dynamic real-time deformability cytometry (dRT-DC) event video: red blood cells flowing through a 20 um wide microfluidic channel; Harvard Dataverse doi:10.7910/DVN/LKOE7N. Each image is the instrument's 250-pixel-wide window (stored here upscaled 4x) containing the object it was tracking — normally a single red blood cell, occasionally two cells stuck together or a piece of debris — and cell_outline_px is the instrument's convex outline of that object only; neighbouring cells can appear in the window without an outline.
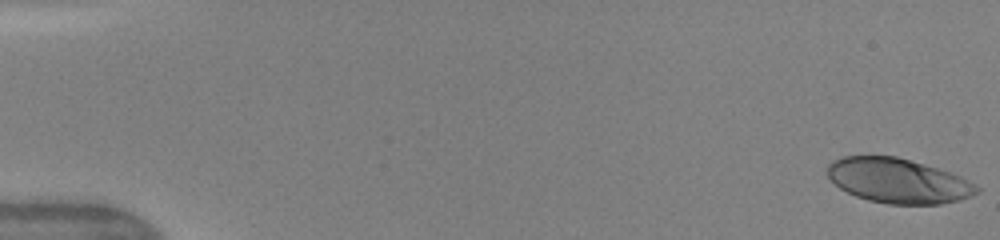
{"species": "human", "species_latin": "Homo sapiens", "temperature_condition": "warm", "stored_images_in_passage": 49, "camera_frame_rate_fps": 3000, "um_per_image_px": 0.085, "donor": {"sex": "female"}, "frame": {"image": 1, "passage_image": 1, "time_ms": 0.0, "image_size_px": [1000, 240], "cell_outline_px": [[980, 192], [960, 200], [940, 204], [888, 204], [868, 200], [856, 196], [840, 188], [828, 176], [828, 164], [832, 160], [844, 156], [896, 156], [936, 168], [960, 176], [980, 188]], "centroid_in_image_um": [76.33, 15.37], "position_along_channel_um": 8.7, "area_um2": 38.55}}
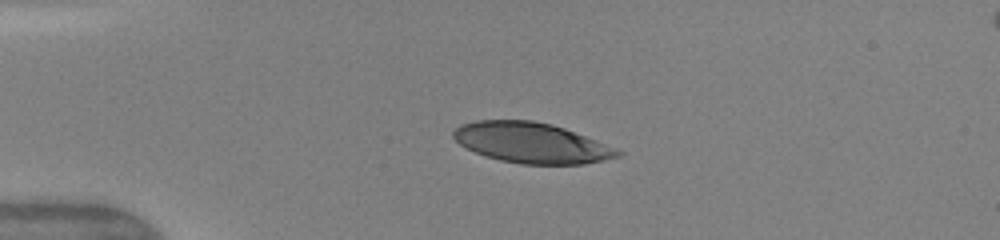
{"frame": {"image": 2, "passage_image": 12, "time_ms": 3.667, "image_size_px": [1000, 240], "cell_outline_px": [[624, 152], [620, 156], [604, 160], [584, 164], [520, 164], [500, 160], [476, 152], [460, 144], [452, 136], [452, 132], [460, 124], [476, 120], [532, 120], [552, 124], [564, 128], [596, 140], [616, 148]], "centroid_in_image_um": [45.18, 12.13], "position_along_channel_um": 39.8, "area_um2": 38.55}}
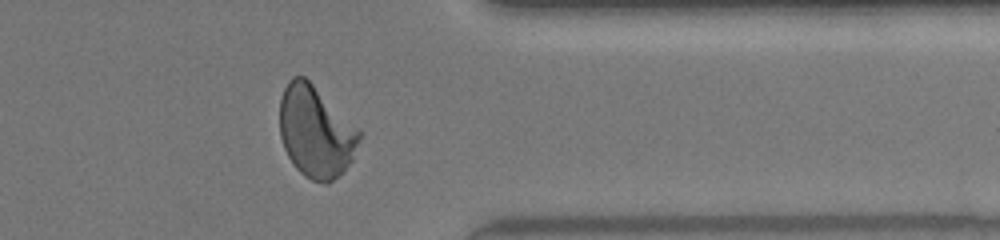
{"frame": {"image": 3, "passage_image": 40, "time_ms": 13.0, "image_size_px": [1000, 240], "cell_outline_px": [[360, 136], [352, 160], [344, 172], [328, 184], [324, 184], [312, 180], [304, 176], [296, 168], [288, 156], [284, 148], [280, 136], [280, 100], [284, 88], [288, 80], [292, 76], [304, 76], [360, 132]], "centroid_in_image_um": [26.8, 11.24], "position_along_channel_um": 384.6, "area_um2": 41.85}, "authors_computed_cell_mechanics": {"area_um2": 41.2692, "velocity_mm_per_s": 4.1697, "shape_relaxation_time_tau1_ms": 3.6265, "shape_relaxation_time_tau2_ms": 0.6905, "deformation_change_tau1": 0.1994, "deformation_change_tau2": 0.0696}}